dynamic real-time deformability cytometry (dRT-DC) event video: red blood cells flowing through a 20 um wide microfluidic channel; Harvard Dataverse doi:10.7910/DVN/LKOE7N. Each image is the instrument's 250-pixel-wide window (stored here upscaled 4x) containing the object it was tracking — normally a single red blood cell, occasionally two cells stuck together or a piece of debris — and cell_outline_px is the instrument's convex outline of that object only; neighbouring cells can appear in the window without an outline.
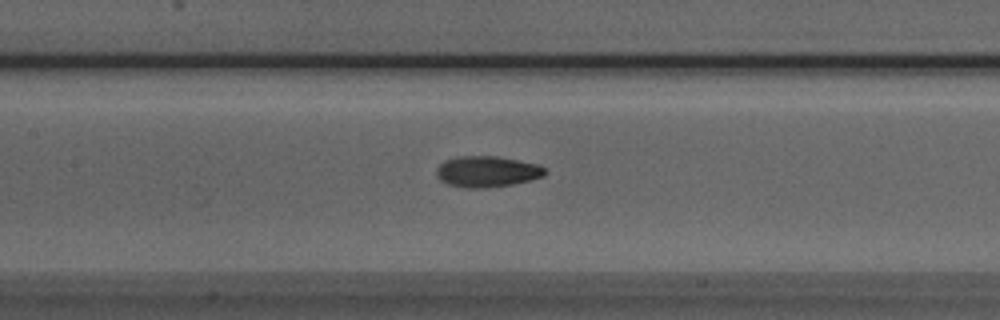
{"species": "Egyptian fruit bat (a non-hibernating species)", "species_latin": "Rousettus aegyptiacus", "temperature_condition": "room temperature", "stored_images_in_passage": 39, "camera_frame_rate_fps": 3000, "um_per_image_px": 0.085, "animal": {"sex": "male"}, "frame": {"image": 1, "passage_image": 11, "time_ms": 3.333, "image_size_px": [1000, 320], "cell_outline_px": [[548, 172], [544, 176], [532, 180], [512, 184], [484, 188], [464, 188], [448, 184], [440, 180], [436, 176], [436, 168], [444, 160], [456, 156], [496, 156], [540, 164]], "centroid_in_image_um": [41.4, 14.58], "position_along_channel_um": 166.0, "area_um2": 19.88}}
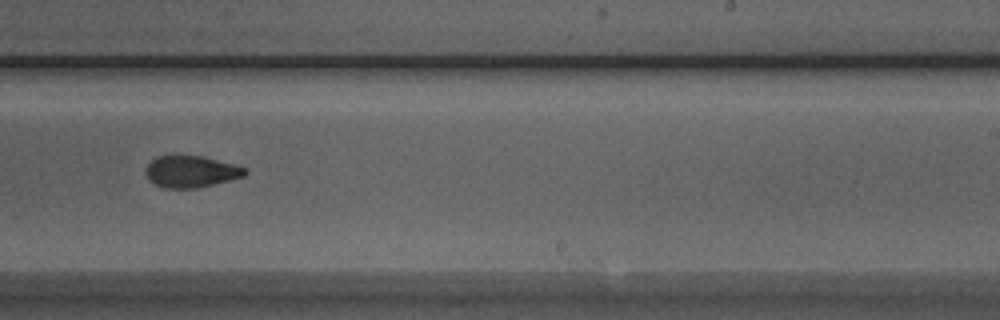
{"frame": {"image": 2, "passage_image": 19, "time_ms": 6.0, "image_size_px": [1000, 320], "cell_outline_px": [[248, 172], [244, 176], [196, 188], [164, 188], [148, 180], [144, 172], [148, 164], [156, 156], [176, 152], [204, 156], [248, 168]], "centroid_in_image_um": [16.19, 14.53], "position_along_channel_um": 272.8, "area_um2": 18.96}}
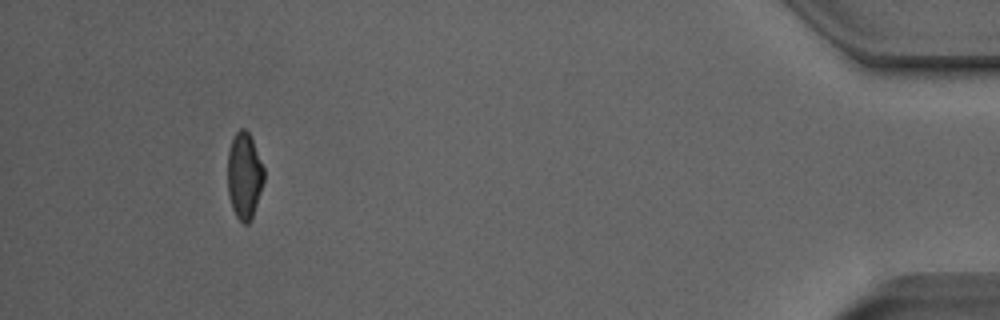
{"frame": {"image": 3, "passage_image": 35, "time_ms": 11.333, "image_size_px": [1000, 320], "cell_outline_px": [[264, 180], [252, 216], [248, 224], [244, 224], [236, 216], [232, 208], [228, 192], [228, 152], [232, 140], [236, 132], [240, 128], [244, 128], [248, 132], [252, 140], [264, 168]], "centroid_in_image_um": [20.76, 14.93], "position_along_channel_um": 414.4, "area_um2": 17.98}, "authors_computed_cell_mechanics": {"area_um2": 18.9584, "velocity_mm_per_s": 4.0236, "shape_relaxation_time_tau1_ms": 3.1157, "shape_relaxation_time_tau2_ms": 2.8739, "deformation_change_tau1": 0.1555, "deformation_change_tau2": 0.0942}}